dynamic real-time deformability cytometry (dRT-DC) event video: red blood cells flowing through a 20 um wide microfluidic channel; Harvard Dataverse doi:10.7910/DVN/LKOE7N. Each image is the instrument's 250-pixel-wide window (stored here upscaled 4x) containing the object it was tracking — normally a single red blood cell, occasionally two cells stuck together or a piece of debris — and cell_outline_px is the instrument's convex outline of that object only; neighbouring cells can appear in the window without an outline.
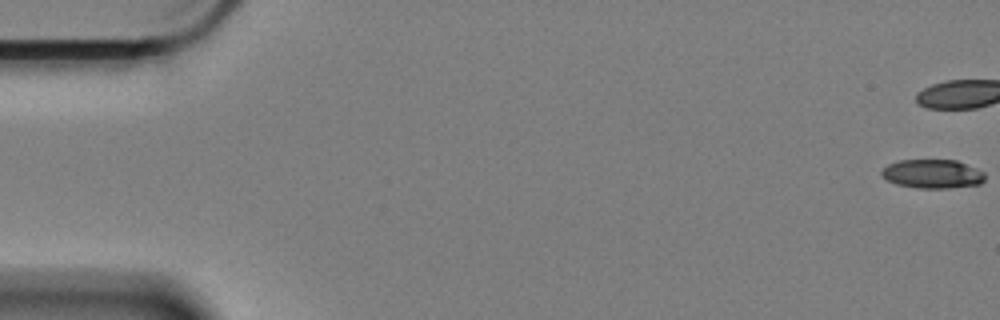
{"species": "Egyptian fruit bat (a non-hibernating species)", "species_latin": "Rousettus aegyptiacus", "temperature_condition": "cold", "stored_images_in_passage": 48, "camera_frame_rate_fps": 3000, "um_per_image_px": 0.085, "animal": {"sex": "female"}, "frame": {"image": 1, "passage_image": 1, "time_ms": 0.0, "image_size_px": [1000, 320], "cell_outline_px": [[984, 180], [980, 184], [948, 188], [916, 188], [896, 184], [880, 176], [880, 172], [888, 164], [900, 160], [956, 160], [976, 168], [984, 172]], "centroid_in_image_um": [79.24, 14.78], "position_along_channel_um": 5.8, "area_um2": 17.4}, "authors_computed_cell_mechanics": {"area_um2": 19.363, "velocity_mm_per_s": 3.3667, "shape_relaxation_time_tau1_ms": 7.5323, "shape_relaxation_time_tau2_ms": null, "deformation_change_tau1": 0.152, "deformation_change_tau2": null}}